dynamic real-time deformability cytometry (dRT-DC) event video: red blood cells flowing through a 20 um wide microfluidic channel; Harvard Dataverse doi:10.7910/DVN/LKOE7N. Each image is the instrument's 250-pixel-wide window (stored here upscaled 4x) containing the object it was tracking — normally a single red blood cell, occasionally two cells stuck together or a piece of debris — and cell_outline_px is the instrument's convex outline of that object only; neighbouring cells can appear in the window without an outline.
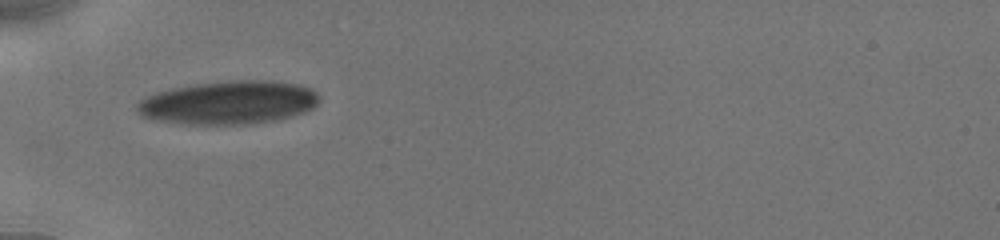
{"species": "human", "species_latin": "Homo sapiens", "temperature_condition": "cold", "stored_images_in_passage": 2, "camera_frame_rate_fps": 3000, "um_per_image_px": 0.085, "donor": {"sex": "male"}, "frame": {"image": 1, "passage_image": 1, "time_ms": 0.0, "image_size_px": [1000, 240], "cell_outline_px": [[320, 100], [312, 108], [304, 112], [272, 120], [252, 124], [180, 124], [160, 120], [144, 116], [136, 112], [136, 104], [140, 100], [156, 92], [172, 88], [196, 84], [228, 80], [272, 80], [300, 84], [312, 88], [320, 96]], "centroid_in_image_um": [19.45, 8.7], "position_along_channel_um": 65.5, "area_um2": 46.07}}